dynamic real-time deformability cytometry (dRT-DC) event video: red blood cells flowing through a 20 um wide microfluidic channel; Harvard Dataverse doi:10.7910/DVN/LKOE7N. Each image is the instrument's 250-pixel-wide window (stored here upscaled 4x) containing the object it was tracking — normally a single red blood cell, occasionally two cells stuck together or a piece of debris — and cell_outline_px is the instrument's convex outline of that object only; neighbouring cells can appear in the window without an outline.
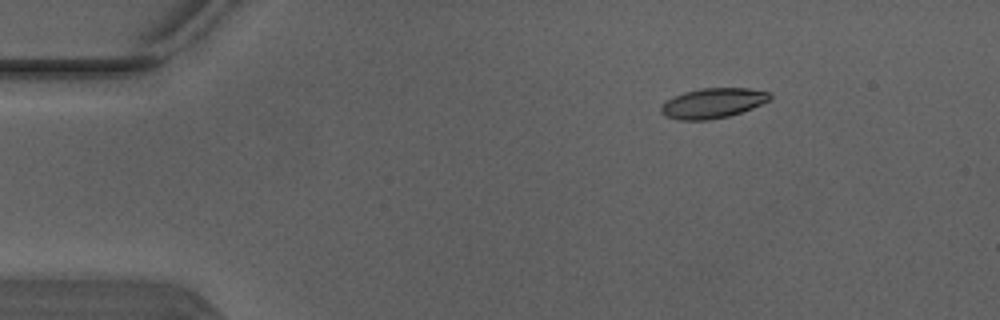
{"species": "Egyptian fruit bat (a non-hibernating species)", "species_latin": "Rousettus aegyptiacus", "temperature_condition": "warm", "stored_images_in_passage": 6, "camera_frame_rate_fps": 3000, "um_per_image_px": 0.085, "animal": {"sex": "male"}, "frame": {"image": 1, "passage_image": 6, "time_ms": 1.667, "image_size_px": [1000, 320], "cell_outline_px": [[772, 96], [768, 100], [752, 108], [728, 116], [708, 120], [676, 120], [664, 116], [660, 112], [660, 104], [664, 100], [684, 92], [700, 88], [748, 88], [768, 92]], "centroid_in_image_um": [60.5, 8.77], "position_along_channel_um": 24.5, "area_um2": 19.13}}